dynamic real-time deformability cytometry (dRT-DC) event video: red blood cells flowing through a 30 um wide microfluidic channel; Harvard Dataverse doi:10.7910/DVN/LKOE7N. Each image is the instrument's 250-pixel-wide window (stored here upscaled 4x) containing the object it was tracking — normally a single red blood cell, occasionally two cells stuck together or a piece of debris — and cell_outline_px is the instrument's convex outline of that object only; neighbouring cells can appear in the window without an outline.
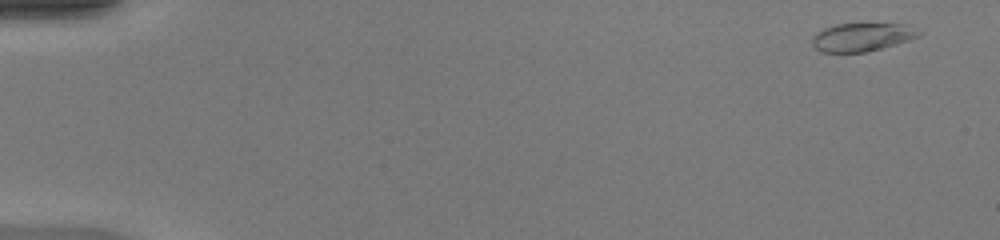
{"species": "common noctule bat (a hibernating species)", "species_latin": "Nyctalus noctula", "temperature_condition": "warm", "stored_images_in_passage": 49, "camera_frame_rate_fps": 3000, "um_per_image_px": 0.085, "animal": {"sex": "female", "body_mass_g": 20.0, "forearm_length_mm": 54.0}, "frame": {"image": 1, "passage_image": 2, "time_ms": 0.333, "image_size_px": [1000, 240], "cell_outline_px": [[924, 32], [920, 36], [896, 44], [868, 52], [820, 52], [812, 44], [812, 36], [816, 32], [824, 28], [836, 24], [912, 24]], "centroid_in_image_um": [73.33, 3.14], "position_along_channel_um": 11.7, "area_um2": 17.86}}
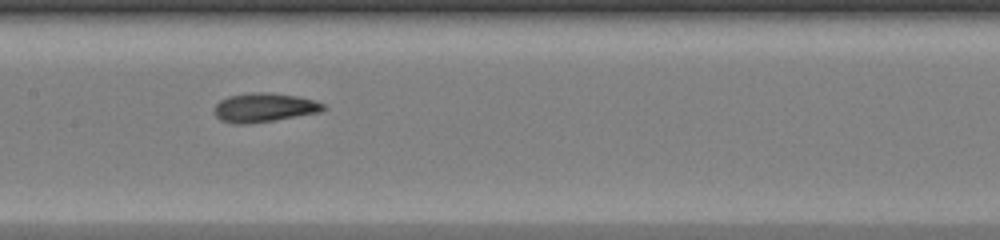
{"frame": {"image": 2, "passage_image": 25, "time_ms": 8.0, "image_size_px": [1000, 240], "cell_outline_px": [[328, 108], [320, 112], [248, 124], [236, 124], [220, 120], [212, 112], [212, 108], [220, 100], [228, 96], [252, 92], [268, 92], [296, 96], [312, 100], [324, 104]], "centroid_in_image_um": [22.4, 9.14], "position_along_channel_um": 185.0, "area_um2": 18.44}}
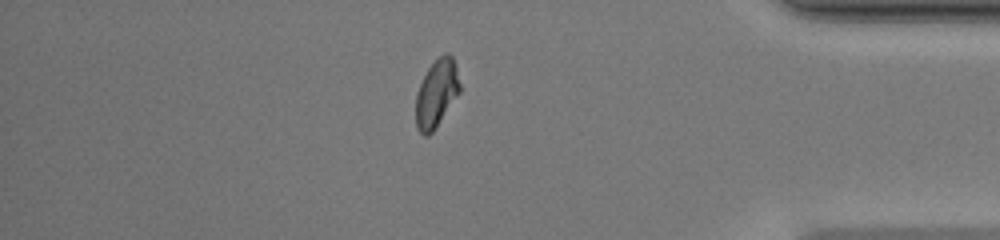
{"frame": {"image": 3, "passage_image": 42, "time_ms": 13.667, "image_size_px": [1000, 240], "cell_outline_px": [[460, 92], [436, 128], [428, 136], [424, 136], [416, 128], [416, 92], [428, 68], [444, 52], [448, 52], [452, 56], [456, 68], [460, 84]], "centroid_in_image_um": [37.1, 7.96], "position_along_channel_um": 398.1, "area_um2": 17.34}, "authors_computed_cell_mechanics": {"area_um2": 17.9758, "velocity_mm_per_s": 4.2544, "shape_relaxation_time_tau1_ms": 3.2199, "shape_relaxation_time_tau2_ms": 1.1026, "deformation_change_tau1": 0.1438, "deformation_change_tau2": 0.0521}}